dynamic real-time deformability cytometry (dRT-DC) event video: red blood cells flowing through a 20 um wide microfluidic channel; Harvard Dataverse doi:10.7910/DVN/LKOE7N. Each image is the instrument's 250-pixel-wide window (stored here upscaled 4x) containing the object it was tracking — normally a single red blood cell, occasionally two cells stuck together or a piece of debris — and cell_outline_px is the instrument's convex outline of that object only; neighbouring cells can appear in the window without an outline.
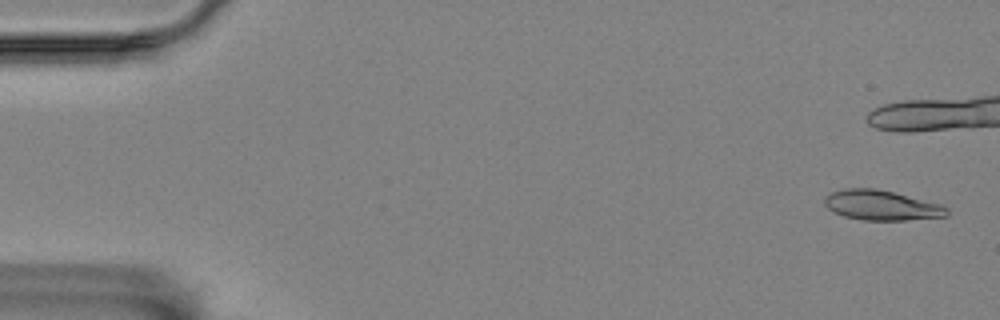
{"species": "Egyptian fruit bat (a non-hibernating species)", "species_latin": "Rousettus aegyptiacus", "temperature_condition": "room temperature", "stored_images_in_passage": 11, "camera_frame_rate_fps": 3000, "um_per_image_px": 0.085, "animal": {"sex": "female"}, "frame": {"image": 1, "passage_image": 2, "time_ms": 0.333, "image_size_px": [1000, 320], "cell_outline_px": [[948, 216], [908, 220], [864, 220], [844, 216], [828, 208], [824, 204], [824, 196], [832, 192], [844, 188], [872, 188], [892, 192], [940, 204], [948, 208]], "centroid_in_image_um": [74.92, 17.45], "position_along_channel_um": 10.1, "area_um2": 21.15}}